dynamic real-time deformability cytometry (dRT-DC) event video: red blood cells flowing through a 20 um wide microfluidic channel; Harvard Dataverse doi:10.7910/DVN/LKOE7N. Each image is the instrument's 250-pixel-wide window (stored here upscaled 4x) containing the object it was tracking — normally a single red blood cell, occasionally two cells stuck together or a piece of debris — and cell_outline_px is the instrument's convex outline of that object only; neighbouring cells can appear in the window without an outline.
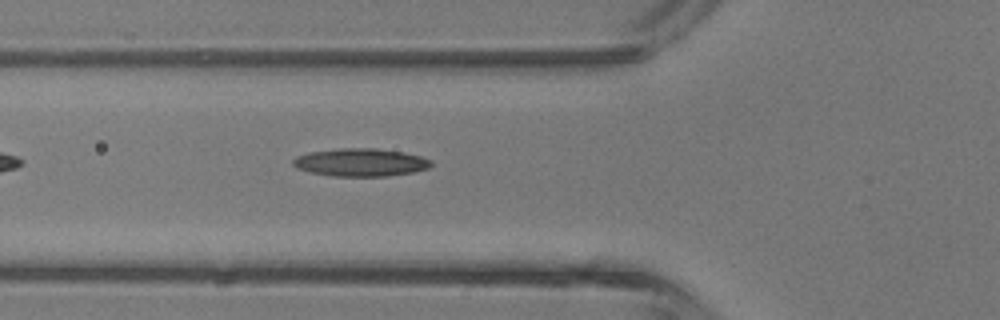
{"species": "common noctule bat (a hibernating species)", "species_latin": "Nyctalus noctula", "temperature_condition": "room temperature", "stored_images_in_passage": 5, "camera_frame_rate_fps": 3000, "um_per_image_px": 0.085, "animal": {"sex": "male", "body_mass_g": 13.3}, "frame": {"image": 1, "passage_image": 5, "time_ms": 4.333, "image_size_px": [1000, 320], "cell_outline_px": [[432, 164], [428, 168], [412, 172], [388, 176], [332, 176], [308, 172], [296, 168], [292, 164], [292, 160], [296, 156], [308, 152], [340, 148], [376, 148], [404, 152], [420, 156], [432, 160]], "centroid_in_image_um": [30.62, 13.8], "position_along_channel_um": 95.2, "area_um2": 22.6}}